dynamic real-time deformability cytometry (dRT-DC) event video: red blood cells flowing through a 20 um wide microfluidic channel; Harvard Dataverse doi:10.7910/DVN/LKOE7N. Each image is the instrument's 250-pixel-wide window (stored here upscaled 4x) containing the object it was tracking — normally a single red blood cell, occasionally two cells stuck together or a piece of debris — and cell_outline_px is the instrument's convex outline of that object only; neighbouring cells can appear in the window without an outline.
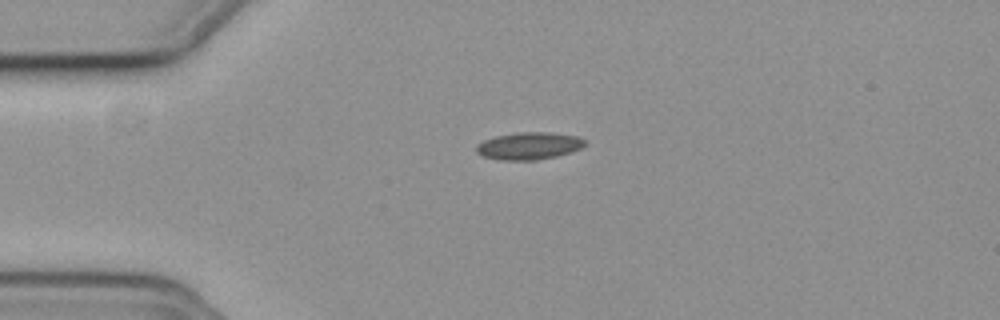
{"species": "common noctule bat (a hibernating species)", "species_latin": "Nyctalus noctula", "temperature_condition": "cold", "stored_images_in_passage": 39, "camera_frame_rate_fps": 3000, "um_per_image_px": 0.085, "animal": {"sex": "female", "body_mass_g": 19.3, "forearm_length_mm": 54.1}, "frame": {"image": 1, "passage_image": 1, "time_ms": 0.0, "image_size_px": [1000, 320], "cell_outline_px": [[588, 144], [572, 152], [556, 156], [536, 160], [500, 160], [484, 156], [476, 152], [476, 144], [484, 140], [496, 136], [516, 132], [548, 132], [576, 136], [584, 140]], "centroid_in_image_um": [44.96, 12.4], "position_along_channel_um": 40.0, "area_um2": 17.28}}
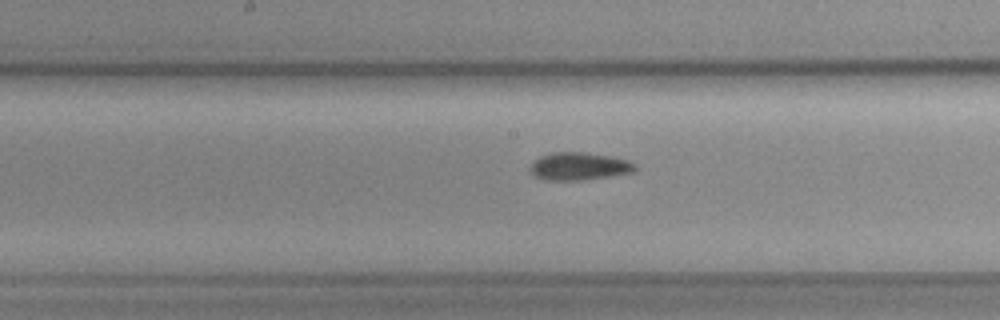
{"frame": {"image": 2, "passage_image": 16, "time_ms": 5.0, "image_size_px": [1000, 320], "cell_outline_px": [[636, 172], [580, 180], [548, 180], [536, 176], [528, 168], [540, 156], [552, 152], [588, 152], [612, 156], [628, 160], [636, 164]], "centroid_in_image_um": [49.26, 14.12], "position_along_channel_um": 198.9, "area_um2": 16.94}}
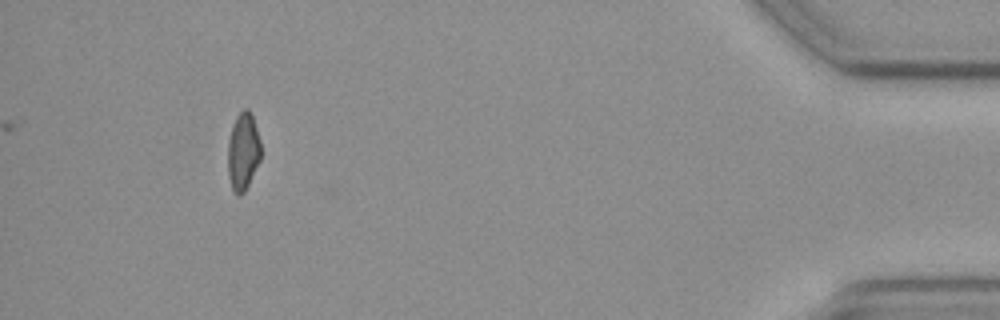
{"frame": {"image": 3, "passage_image": 39, "time_ms": 12.667, "image_size_px": [1000, 320], "cell_outline_px": [[260, 160], [244, 192], [240, 196], [236, 196], [232, 188], [228, 176], [228, 140], [236, 116], [244, 108], [248, 108], [252, 116], [260, 140]], "centroid_in_image_um": [20.65, 12.89], "position_along_channel_um": 414.6, "area_um2": 14.8}, "authors_computed_cell_mechanics": {"area_um2": 16.2418, "velocity_mm_per_s": 3.7475, "shape_relaxation_time_tau1_ms": null, "shape_relaxation_time_tau2_ms": 4.9746, "deformation_change_tau1": null, "deformation_change_tau2": 0.1345}}